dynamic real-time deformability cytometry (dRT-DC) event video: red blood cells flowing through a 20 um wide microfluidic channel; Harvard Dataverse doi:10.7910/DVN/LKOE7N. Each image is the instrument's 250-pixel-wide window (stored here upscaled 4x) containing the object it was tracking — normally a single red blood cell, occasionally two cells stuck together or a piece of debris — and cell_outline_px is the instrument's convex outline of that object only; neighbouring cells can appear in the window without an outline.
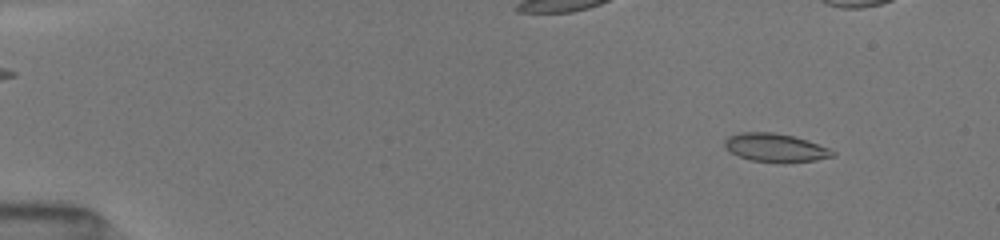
{"species": "common noctule bat (a hibernating species)", "species_latin": "Nyctalus noctula", "temperature_condition": "room temperature", "stored_images_in_passage": 48, "camera_frame_rate_fps": 3000, "um_per_image_px": 0.085, "animal": {"sex": "female", "body_mass_g": 19.5, "forearm_length_mm": 54.1}, "frame": {"image": 1, "passage_image": 5, "time_ms": 1.667, "image_size_px": [1000, 240], "cell_outline_px": [[836, 156], [816, 160], [784, 164], [780, 164], [752, 160], [740, 156], [724, 148], [724, 140], [728, 136], [740, 132], [772, 132], [792, 136], [828, 148], [836, 152]], "centroid_in_image_um": [65.9, 12.58], "position_along_channel_um": 19.1, "area_um2": 17.98}}
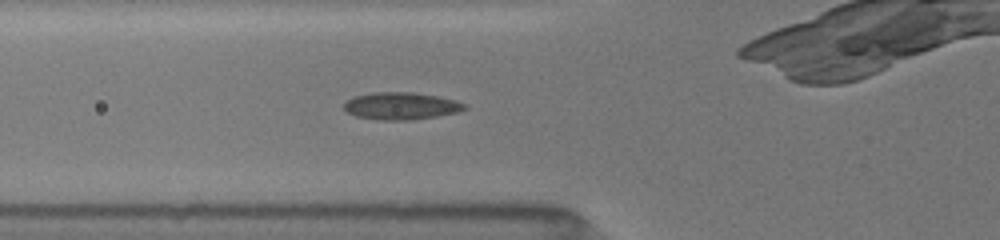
{"frame": {"image": 2, "passage_image": 16, "time_ms": 6.333, "image_size_px": [1000, 240], "cell_outline_px": [[468, 108], [456, 112], [436, 116], [412, 120], [380, 120], [356, 116], [348, 112], [344, 108], [344, 104], [348, 100], [356, 96], [372, 92], [412, 92], [436, 96], [468, 104]], "centroid_in_image_um": [34.1, 9.01], "position_along_channel_um": 91.7, "area_um2": 18.96}}
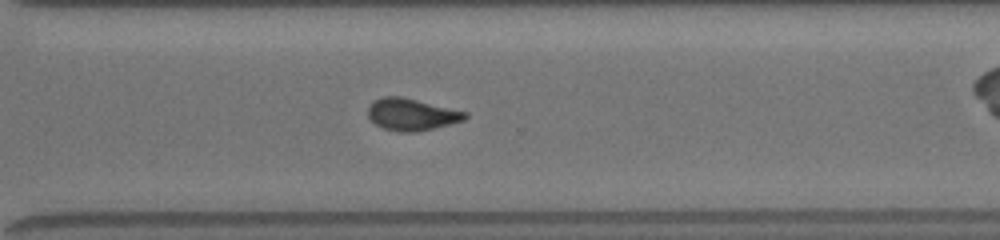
{"frame": {"image": 3, "passage_image": 34, "time_ms": 12.333, "image_size_px": [1000, 240], "cell_outline_px": [[468, 116], [464, 120], [416, 132], [400, 132], [384, 128], [376, 124], [368, 116], [368, 108], [372, 100], [384, 96], [400, 96], [468, 112]], "centroid_in_image_um": [34.97, 9.71], "position_along_channel_um": 335.6, "area_um2": 17.92}, "authors_computed_cell_mechanics": {"area_um2": 18.0914, "velocity_mm_per_s": 4.0469, "shape_relaxation_time_tau1_ms": null, "shape_relaxation_time_tau2_ms": 2.0301, "deformation_change_tau1": null, "deformation_change_tau2": 0.0626}}